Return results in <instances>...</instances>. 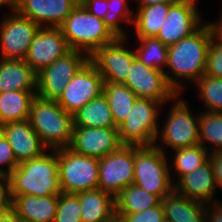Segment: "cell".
Instances as JSON below:
<instances>
[{
  "mask_svg": "<svg viewBox=\"0 0 222 222\" xmlns=\"http://www.w3.org/2000/svg\"><path fill=\"white\" fill-rule=\"evenodd\" d=\"M60 188L77 194L98 189L99 159L78 154L69 147L57 149Z\"/></svg>",
  "mask_w": 222,
  "mask_h": 222,
  "instance_id": "ba28073f",
  "label": "cell"
},
{
  "mask_svg": "<svg viewBox=\"0 0 222 222\" xmlns=\"http://www.w3.org/2000/svg\"><path fill=\"white\" fill-rule=\"evenodd\" d=\"M69 51L60 27H40L33 36L25 61L39 73Z\"/></svg>",
  "mask_w": 222,
  "mask_h": 222,
  "instance_id": "9a60e30c",
  "label": "cell"
},
{
  "mask_svg": "<svg viewBox=\"0 0 222 222\" xmlns=\"http://www.w3.org/2000/svg\"><path fill=\"white\" fill-rule=\"evenodd\" d=\"M166 222H205L206 204L173 189L161 199Z\"/></svg>",
  "mask_w": 222,
  "mask_h": 222,
  "instance_id": "603a6c76",
  "label": "cell"
},
{
  "mask_svg": "<svg viewBox=\"0 0 222 222\" xmlns=\"http://www.w3.org/2000/svg\"><path fill=\"white\" fill-rule=\"evenodd\" d=\"M201 23L203 22L198 8L189 4L174 2L155 38L169 47L189 36Z\"/></svg>",
  "mask_w": 222,
  "mask_h": 222,
  "instance_id": "ac0fdd59",
  "label": "cell"
},
{
  "mask_svg": "<svg viewBox=\"0 0 222 222\" xmlns=\"http://www.w3.org/2000/svg\"><path fill=\"white\" fill-rule=\"evenodd\" d=\"M17 166L18 163L14 156L12 147L7 138L0 131V175L8 177Z\"/></svg>",
  "mask_w": 222,
  "mask_h": 222,
  "instance_id": "8d00e7d4",
  "label": "cell"
},
{
  "mask_svg": "<svg viewBox=\"0 0 222 222\" xmlns=\"http://www.w3.org/2000/svg\"><path fill=\"white\" fill-rule=\"evenodd\" d=\"M207 143L208 145H206ZM199 144L208 152L222 150L221 112L203 111L199 113ZM209 144H211V147H209Z\"/></svg>",
  "mask_w": 222,
  "mask_h": 222,
  "instance_id": "4dcf8cb0",
  "label": "cell"
},
{
  "mask_svg": "<svg viewBox=\"0 0 222 222\" xmlns=\"http://www.w3.org/2000/svg\"><path fill=\"white\" fill-rule=\"evenodd\" d=\"M126 41L127 37H117L89 57L104 82L126 83L132 61L136 58L134 48L129 49L125 46Z\"/></svg>",
  "mask_w": 222,
  "mask_h": 222,
  "instance_id": "8fae6325",
  "label": "cell"
},
{
  "mask_svg": "<svg viewBox=\"0 0 222 222\" xmlns=\"http://www.w3.org/2000/svg\"><path fill=\"white\" fill-rule=\"evenodd\" d=\"M162 107L161 102L137 97L129 116L117 127L120 142L123 145H154L161 128L158 117Z\"/></svg>",
  "mask_w": 222,
  "mask_h": 222,
  "instance_id": "52a82bcc",
  "label": "cell"
},
{
  "mask_svg": "<svg viewBox=\"0 0 222 222\" xmlns=\"http://www.w3.org/2000/svg\"><path fill=\"white\" fill-rule=\"evenodd\" d=\"M161 200L154 194L132 184L116 197V214H134L157 206Z\"/></svg>",
  "mask_w": 222,
  "mask_h": 222,
  "instance_id": "f1b7e54d",
  "label": "cell"
},
{
  "mask_svg": "<svg viewBox=\"0 0 222 222\" xmlns=\"http://www.w3.org/2000/svg\"><path fill=\"white\" fill-rule=\"evenodd\" d=\"M104 80L97 68L88 61L67 83L58 104L74 115L85 104L103 93Z\"/></svg>",
  "mask_w": 222,
  "mask_h": 222,
  "instance_id": "4fadbf2b",
  "label": "cell"
},
{
  "mask_svg": "<svg viewBox=\"0 0 222 222\" xmlns=\"http://www.w3.org/2000/svg\"><path fill=\"white\" fill-rule=\"evenodd\" d=\"M60 28L70 50L84 52L89 57L117 38L103 19L89 13L80 2Z\"/></svg>",
  "mask_w": 222,
  "mask_h": 222,
  "instance_id": "277c9868",
  "label": "cell"
},
{
  "mask_svg": "<svg viewBox=\"0 0 222 222\" xmlns=\"http://www.w3.org/2000/svg\"><path fill=\"white\" fill-rule=\"evenodd\" d=\"M128 0H108V12L103 18L104 23L117 37H128L122 23L133 25V10L129 9Z\"/></svg>",
  "mask_w": 222,
  "mask_h": 222,
  "instance_id": "836d02e7",
  "label": "cell"
},
{
  "mask_svg": "<svg viewBox=\"0 0 222 222\" xmlns=\"http://www.w3.org/2000/svg\"><path fill=\"white\" fill-rule=\"evenodd\" d=\"M139 48L135 50L136 57L146 66L165 71L168 62V47L159 39L137 38Z\"/></svg>",
  "mask_w": 222,
  "mask_h": 222,
  "instance_id": "1f68e13d",
  "label": "cell"
},
{
  "mask_svg": "<svg viewBox=\"0 0 222 222\" xmlns=\"http://www.w3.org/2000/svg\"><path fill=\"white\" fill-rule=\"evenodd\" d=\"M0 21V58L25 60L40 26L14 9Z\"/></svg>",
  "mask_w": 222,
  "mask_h": 222,
  "instance_id": "7c38bea8",
  "label": "cell"
},
{
  "mask_svg": "<svg viewBox=\"0 0 222 222\" xmlns=\"http://www.w3.org/2000/svg\"><path fill=\"white\" fill-rule=\"evenodd\" d=\"M124 222H166L161 202L152 208L134 214H116Z\"/></svg>",
  "mask_w": 222,
  "mask_h": 222,
  "instance_id": "74e56055",
  "label": "cell"
},
{
  "mask_svg": "<svg viewBox=\"0 0 222 222\" xmlns=\"http://www.w3.org/2000/svg\"><path fill=\"white\" fill-rule=\"evenodd\" d=\"M205 222H222V201L206 204Z\"/></svg>",
  "mask_w": 222,
  "mask_h": 222,
  "instance_id": "b9f144b4",
  "label": "cell"
},
{
  "mask_svg": "<svg viewBox=\"0 0 222 222\" xmlns=\"http://www.w3.org/2000/svg\"><path fill=\"white\" fill-rule=\"evenodd\" d=\"M214 35L211 21L204 20L193 33L168 47L166 68L169 70L164 73L176 93H183V80L194 85L205 74L208 48Z\"/></svg>",
  "mask_w": 222,
  "mask_h": 222,
  "instance_id": "6da1fadb",
  "label": "cell"
},
{
  "mask_svg": "<svg viewBox=\"0 0 222 222\" xmlns=\"http://www.w3.org/2000/svg\"><path fill=\"white\" fill-rule=\"evenodd\" d=\"M166 155L155 145H134L133 184L156 195L160 200L174 189L168 161L170 158Z\"/></svg>",
  "mask_w": 222,
  "mask_h": 222,
  "instance_id": "5b68a950",
  "label": "cell"
},
{
  "mask_svg": "<svg viewBox=\"0 0 222 222\" xmlns=\"http://www.w3.org/2000/svg\"><path fill=\"white\" fill-rule=\"evenodd\" d=\"M28 121L48 150L70 146L74 130L73 115L66 112L56 100H46L36 95Z\"/></svg>",
  "mask_w": 222,
  "mask_h": 222,
  "instance_id": "3957f363",
  "label": "cell"
},
{
  "mask_svg": "<svg viewBox=\"0 0 222 222\" xmlns=\"http://www.w3.org/2000/svg\"><path fill=\"white\" fill-rule=\"evenodd\" d=\"M179 95L181 96V93H177L173 97V106L171 105L167 119H165L166 122L164 120V126H161L162 128L159 129L156 143L154 144L164 153L167 151H165L163 145L167 149L171 148L172 151L199 144V115L194 116L187 104L188 102H185ZM158 139L161 145H157Z\"/></svg>",
  "mask_w": 222,
  "mask_h": 222,
  "instance_id": "8992f818",
  "label": "cell"
},
{
  "mask_svg": "<svg viewBox=\"0 0 222 222\" xmlns=\"http://www.w3.org/2000/svg\"><path fill=\"white\" fill-rule=\"evenodd\" d=\"M103 94L108 100L115 126L118 127L129 116V112L137 96L125 84L112 82H104Z\"/></svg>",
  "mask_w": 222,
  "mask_h": 222,
  "instance_id": "83f0119b",
  "label": "cell"
},
{
  "mask_svg": "<svg viewBox=\"0 0 222 222\" xmlns=\"http://www.w3.org/2000/svg\"><path fill=\"white\" fill-rule=\"evenodd\" d=\"M173 3L154 4L136 8L133 26L137 38L156 37L164 24L169 8Z\"/></svg>",
  "mask_w": 222,
  "mask_h": 222,
  "instance_id": "484cf974",
  "label": "cell"
},
{
  "mask_svg": "<svg viewBox=\"0 0 222 222\" xmlns=\"http://www.w3.org/2000/svg\"><path fill=\"white\" fill-rule=\"evenodd\" d=\"M36 95L31 91L0 93V126L7 122L27 121Z\"/></svg>",
  "mask_w": 222,
  "mask_h": 222,
  "instance_id": "4316f807",
  "label": "cell"
},
{
  "mask_svg": "<svg viewBox=\"0 0 222 222\" xmlns=\"http://www.w3.org/2000/svg\"><path fill=\"white\" fill-rule=\"evenodd\" d=\"M11 91L37 93V73L25 60L0 58V93Z\"/></svg>",
  "mask_w": 222,
  "mask_h": 222,
  "instance_id": "44dd1931",
  "label": "cell"
},
{
  "mask_svg": "<svg viewBox=\"0 0 222 222\" xmlns=\"http://www.w3.org/2000/svg\"><path fill=\"white\" fill-rule=\"evenodd\" d=\"M79 0H13V9L40 27H60Z\"/></svg>",
  "mask_w": 222,
  "mask_h": 222,
  "instance_id": "2e32d148",
  "label": "cell"
},
{
  "mask_svg": "<svg viewBox=\"0 0 222 222\" xmlns=\"http://www.w3.org/2000/svg\"><path fill=\"white\" fill-rule=\"evenodd\" d=\"M122 145L117 128L74 127L69 148L78 154L101 159Z\"/></svg>",
  "mask_w": 222,
  "mask_h": 222,
  "instance_id": "e0dca14e",
  "label": "cell"
},
{
  "mask_svg": "<svg viewBox=\"0 0 222 222\" xmlns=\"http://www.w3.org/2000/svg\"><path fill=\"white\" fill-rule=\"evenodd\" d=\"M139 98L161 102H172L176 91L167 82L164 71L153 69L142 63L137 57L132 61L125 83Z\"/></svg>",
  "mask_w": 222,
  "mask_h": 222,
  "instance_id": "5bb4252c",
  "label": "cell"
},
{
  "mask_svg": "<svg viewBox=\"0 0 222 222\" xmlns=\"http://www.w3.org/2000/svg\"><path fill=\"white\" fill-rule=\"evenodd\" d=\"M80 3L89 13L101 19L108 12V0H81Z\"/></svg>",
  "mask_w": 222,
  "mask_h": 222,
  "instance_id": "ab89813d",
  "label": "cell"
},
{
  "mask_svg": "<svg viewBox=\"0 0 222 222\" xmlns=\"http://www.w3.org/2000/svg\"><path fill=\"white\" fill-rule=\"evenodd\" d=\"M175 2L189 4V5H192L196 8H198L197 7L198 0H175Z\"/></svg>",
  "mask_w": 222,
  "mask_h": 222,
  "instance_id": "7dc6e473",
  "label": "cell"
},
{
  "mask_svg": "<svg viewBox=\"0 0 222 222\" xmlns=\"http://www.w3.org/2000/svg\"><path fill=\"white\" fill-rule=\"evenodd\" d=\"M45 151L41 156L26 160L8 176L11 196L33 195L46 197L59 195L57 150Z\"/></svg>",
  "mask_w": 222,
  "mask_h": 222,
  "instance_id": "7a4b0ae2",
  "label": "cell"
},
{
  "mask_svg": "<svg viewBox=\"0 0 222 222\" xmlns=\"http://www.w3.org/2000/svg\"><path fill=\"white\" fill-rule=\"evenodd\" d=\"M12 209L24 222H54L58 195L39 197L33 195L11 196Z\"/></svg>",
  "mask_w": 222,
  "mask_h": 222,
  "instance_id": "7402d4cb",
  "label": "cell"
},
{
  "mask_svg": "<svg viewBox=\"0 0 222 222\" xmlns=\"http://www.w3.org/2000/svg\"><path fill=\"white\" fill-rule=\"evenodd\" d=\"M136 1H138L137 3H139L137 8L147 7V6L154 5V4L174 3L175 2V0H136Z\"/></svg>",
  "mask_w": 222,
  "mask_h": 222,
  "instance_id": "ee69618b",
  "label": "cell"
},
{
  "mask_svg": "<svg viewBox=\"0 0 222 222\" xmlns=\"http://www.w3.org/2000/svg\"><path fill=\"white\" fill-rule=\"evenodd\" d=\"M73 119L74 127L117 128L103 93L85 104L73 115Z\"/></svg>",
  "mask_w": 222,
  "mask_h": 222,
  "instance_id": "d4e9b609",
  "label": "cell"
},
{
  "mask_svg": "<svg viewBox=\"0 0 222 222\" xmlns=\"http://www.w3.org/2000/svg\"><path fill=\"white\" fill-rule=\"evenodd\" d=\"M0 222H22V219L11 208L8 212L0 216Z\"/></svg>",
  "mask_w": 222,
  "mask_h": 222,
  "instance_id": "7bdbcfd3",
  "label": "cell"
},
{
  "mask_svg": "<svg viewBox=\"0 0 222 222\" xmlns=\"http://www.w3.org/2000/svg\"><path fill=\"white\" fill-rule=\"evenodd\" d=\"M0 131L11 145L18 164L49 151L28 120L4 123Z\"/></svg>",
  "mask_w": 222,
  "mask_h": 222,
  "instance_id": "d6986e66",
  "label": "cell"
},
{
  "mask_svg": "<svg viewBox=\"0 0 222 222\" xmlns=\"http://www.w3.org/2000/svg\"><path fill=\"white\" fill-rule=\"evenodd\" d=\"M82 222H105L116 214L115 197L101 189L77 193Z\"/></svg>",
  "mask_w": 222,
  "mask_h": 222,
  "instance_id": "cb8c5ba5",
  "label": "cell"
},
{
  "mask_svg": "<svg viewBox=\"0 0 222 222\" xmlns=\"http://www.w3.org/2000/svg\"><path fill=\"white\" fill-rule=\"evenodd\" d=\"M88 61L89 56L77 50H70L56 59L37 73V96L57 101L67 83Z\"/></svg>",
  "mask_w": 222,
  "mask_h": 222,
  "instance_id": "9c48e42d",
  "label": "cell"
},
{
  "mask_svg": "<svg viewBox=\"0 0 222 222\" xmlns=\"http://www.w3.org/2000/svg\"><path fill=\"white\" fill-rule=\"evenodd\" d=\"M221 18L219 21H213L211 24L213 25L215 36L222 42V13L220 14Z\"/></svg>",
  "mask_w": 222,
  "mask_h": 222,
  "instance_id": "f6af8a7d",
  "label": "cell"
},
{
  "mask_svg": "<svg viewBox=\"0 0 222 222\" xmlns=\"http://www.w3.org/2000/svg\"><path fill=\"white\" fill-rule=\"evenodd\" d=\"M174 189L189 199L205 204L220 202L214 198L217 185L210 160L196 170L182 176L174 184Z\"/></svg>",
  "mask_w": 222,
  "mask_h": 222,
  "instance_id": "ffe728a7",
  "label": "cell"
},
{
  "mask_svg": "<svg viewBox=\"0 0 222 222\" xmlns=\"http://www.w3.org/2000/svg\"><path fill=\"white\" fill-rule=\"evenodd\" d=\"M209 160L212 166L217 188H222V150L210 152Z\"/></svg>",
  "mask_w": 222,
  "mask_h": 222,
  "instance_id": "60d3db41",
  "label": "cell"
},
{
  "mask_svg": "<svg viewBox=\"0 0 222 222\" xmlns=\"http://www.w3.org/2000/svg\"><path fill=\"white\" fill-rule=\"evenodd\" d=\"M172 151L174 154L172 156L173 158L171 159L173 162H169L170 173L172 172V167L174 169V173H177L176 176L171 173L173 184H175L185 174L196 170L198 167L206 163L209 160L210 154V152H208L200 144L192 147L175 149Z\"/></svg>",
  "mask_w": 222,
  "mask_h": 222,
  "instance_id": "f546056e",
  "label": "cell"
},
{
  "mask_svg": "<svg viewBox=\"0 0 222 222\" xmlns=\"http://www.w3.org/2000/svg\"><path fill=\"white\" fill-rule=\"evenodd\" d=\"M105 222H124V221L120 216L115 214L111 219H109Z\"/></svg>",
  "mask_w": 222,
  "mask_h": 222,
  "instance_id": "c3c4849f",
  "label": "cell"
},
{
  "mask_svg": "<svg viewBox=\"0 0 222 222\" xmlns=\"http://www.w3.org/2000/svg\"><path fill=\"white\" fill-rule=\"evenodd\" d=\"M12 208V198L10 195L9 179L0 175V216Z\"/></svg>",
  "mask_w": 222,
  "mask_h": 222,
  "instance_id": "f35d334b",
  "label": "cell"
},
{
  "mask_svg": "<svg viewBox=\"0 0 222 222\" xmlns=\"http://www.w3.org/2000/svg\"><path fill=\"white\" fill-rule=\"evenodd\" d=\"M4 6H8L10 8V12H12L13 10V0H0V8L4 7Z\"/></svg>",
  "mask_w": 222,
  "mask_h": 222,
  "instance_id": "bcb514c9",
  "label": "cell"
},
{
  "mask_svg": "<svg viewBox=\"0 0 222 222\" xmlns=\"http://www.w3.org/2000/svg\"><path fill=\"white\" fill-rule=\"evenodd\" d=\"M54 222H82L81 206L77 194L61 192L58 195Z\"/></svg>",
  "mask_w": 222,
  "mask_h": 222,
  "instance_id": "e575fe53",
  "label": "cell"
},
{
  "mask_svg": "<svg viewBox=\"0 0 222 222\" xmlns=\"http://www.w3.org/2000/svg\"><path fill=\"white\" fill-rule=\"evenodd\" d=\"M98 188L116 197L134 181V145H122L99 159Z\"/></svg>",
  "mask_w": 222,
  "mask_h": 222,
  "instance_id": "30bf717a",
  "label": "cell"
},
{
  "mask_svg": "<svg viewBox=\"0 0 222 222\" xmlns=\"http://www.w3.org/2000/svg\"><path fill=\"white\" fill-rule=\"evenodd\" d=\"M205 111L222 113V78L204 74L195 84Z\"/></svg>",
  "mask_w": 222,
  "mask_h": 222,
  "instance_id": "d6a6232c",
  "label": "cell"
},
{
  "mask_svg": "<svg viewBox=\"0 0 222 222\" xmlns=\"http://www.w3.org/2000/svg\"><path fill=\"white\" fill-rule=\"evenodd\" d=\"M205 74L222 78V42L215 35L208 48Z\"/></svg>",
  "mask_w": 222,
  "mask_h": 222,
  "instance_id": "d590c367",
  "label": "cell"
}]
</instances>
